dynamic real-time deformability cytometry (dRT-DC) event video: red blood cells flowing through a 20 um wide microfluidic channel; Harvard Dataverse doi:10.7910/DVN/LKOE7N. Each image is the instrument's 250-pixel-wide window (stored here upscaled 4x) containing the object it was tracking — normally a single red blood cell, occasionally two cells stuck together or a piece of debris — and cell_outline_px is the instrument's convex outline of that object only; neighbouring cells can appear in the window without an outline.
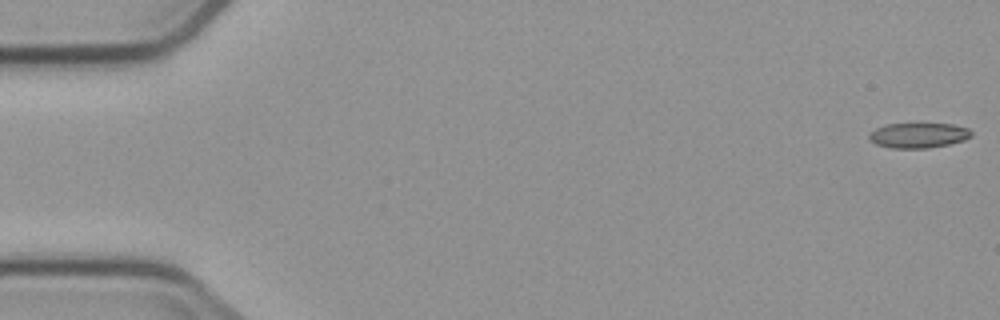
{"species": "common noctule bat (a hibernating species)", "species_latin": "Nyctalus noctula", "temperature_condition": "cold", "stored_images_in_passage": 8, "camera_frame_rate_fps": 3000, "um_per_image_px": 0.085, "animal": {"sex": "male", "body_mass_g": 23.1, "forearm_length_mm": 52.7}, "frame": {"image": 1, "passage_image": 1, "time_ms": 0.0, "image_size_px": [1000, 320], "cell_outline_px": [[972, 136], [964, 140], [948, 144], [928, 148], [892, 148], [876, 144], [868, 140], [868, 132], [884, 124], [952, 124], [968, 128], [972, 132]], "centroid_in_image_um": [78.03, 11.5], "position_along_channel_um": 7.0, "area_um2": 15.03}}
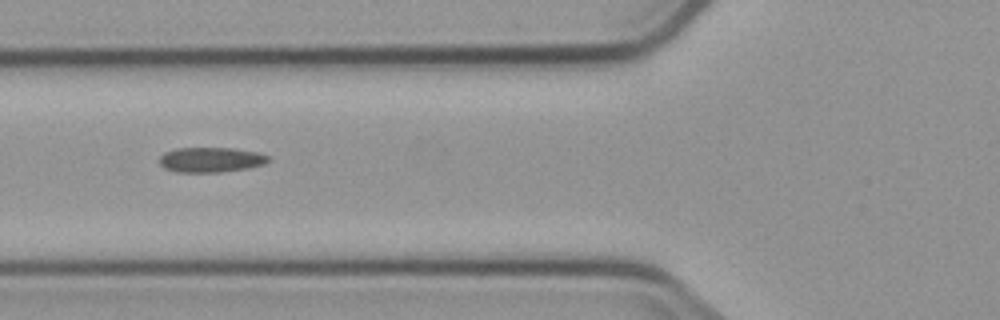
{"frame": {"image": 2, "passage_image": 6, "time_ms": 6.667, "image_size_px": [1000, 320], "cell_outline_px": [[272, 160], [264, 164], [248, 168], [220, 172], [176, 172], [164, 168], [160, 164], [160, 156], [164, 152], [176, 148], [232, 148], [256, 152], [268, 156]], "centroid_in_image_um": [17.91, 13.58], "position_along_channel_um": 107.9, "area_um2": 15.9}}
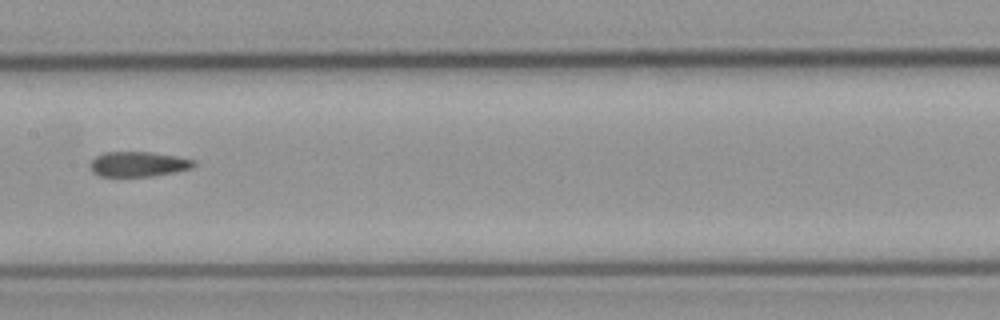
{"frame": {"image": 3, "passage_image": 8, "time_ms": 9.0, "image_size_px": [1000, 320], "cell_outline_px": [[196, 164], [192, 168], [176, 172], [152, 176], [100, 176], [92, 172], [88, 168], [88, 164], [96, 156], [104, 152], [148, 152], [176, 156], [196, 160]], "centroid_in_image_um": [11.74, 13.95], "position_along_channel_um": 195.7, "area_um2": 15.26}}